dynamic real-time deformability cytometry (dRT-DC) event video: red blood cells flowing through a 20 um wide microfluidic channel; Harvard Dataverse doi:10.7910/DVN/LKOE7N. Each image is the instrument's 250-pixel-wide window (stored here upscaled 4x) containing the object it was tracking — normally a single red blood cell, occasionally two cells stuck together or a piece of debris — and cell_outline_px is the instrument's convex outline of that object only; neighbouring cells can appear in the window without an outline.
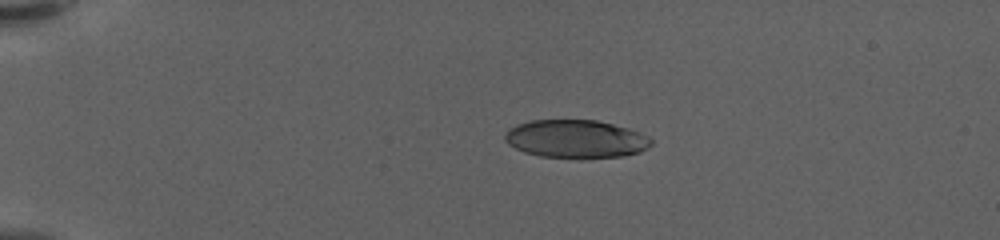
{"species": "human", "species_latin": "Homo sapiens", "temperature_condition": "warm", "stored_images_in_passage": 46, "camera_frame_rate_fps": 3000, "um_per_image_px": 0.085, "donor": {"sex": "female"}, "frame": {"image": 1, "passage_image": 1, "time_ms": 0.0, "image_size_px": [1000, 240], "cell_outline_px": [[652, 144], [648, 148], [640, 152], [624, 156], [576, 160], [540, 156], [524, 152], [508, 144], [504, 140], [504, 136], [508, 128], [516, 124], [532, 120], [596, 120], [628, 128], [640, 132], [648, 136], [652, 140]], "centroid_in_image_um": [48.95, 11.84], "position_along_channel_um": 36.1, "area_um2": 33.23}}
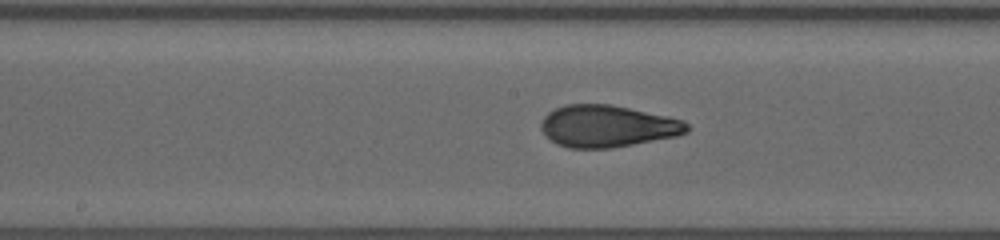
{"frame": {"image": 2, "passage_image": 20, "time_ms": 6.333, "image_size_px": [1000, 240], "cell_outline_px": [[692, 128], [688, 132], [676, 136], [612, 148], [568, 148], [556, 144], [540, 128], [540, 124], [544, 116], [548, 112], [564, 104], [608, 104], [668, 116], [684, 120]], "centroid_in_image_um": [51.64, 10.72], "position_along_channel_um": 196.6, "area_um2": 35.66}}
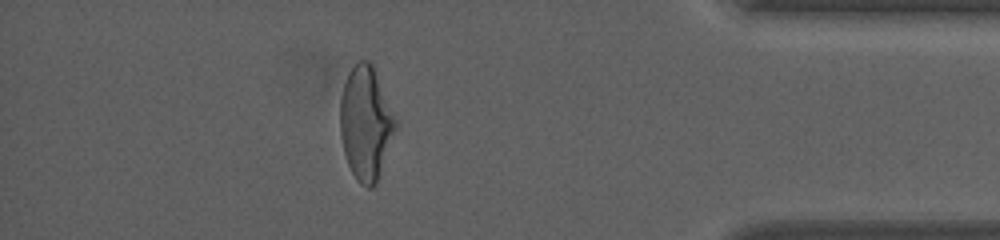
{"frame": {"image": 3, "passage_image": 40, "time_ms": 13.0, "image_size_px": [1000, 240], "cell_outline_px": [[396, 128], [376, 184], [372, 188], [368, 188], [360, 184], [356, 180], [348, 164], [344, 152], [340, 136], [340, 100], [344, 84], [348, 72], [360, 60], [372, 60], [396, 120]], "centroid_in_image_um": [31.08, 10.45], "position_along_channel_um": 404.1, "area_um2": 36.59}, "authors_computed_cell_mechanics": {"area_um2": 35.4603, "velocity_mm_per_s": 3.5868, "shape_relaxation_time_tau1_ms": 6.1274, "shape_relaxation_time_tau2_ms": 1.0108, "deformation_change_tau1": 0.2348, "deformation_change_tau2": 0.0779}}